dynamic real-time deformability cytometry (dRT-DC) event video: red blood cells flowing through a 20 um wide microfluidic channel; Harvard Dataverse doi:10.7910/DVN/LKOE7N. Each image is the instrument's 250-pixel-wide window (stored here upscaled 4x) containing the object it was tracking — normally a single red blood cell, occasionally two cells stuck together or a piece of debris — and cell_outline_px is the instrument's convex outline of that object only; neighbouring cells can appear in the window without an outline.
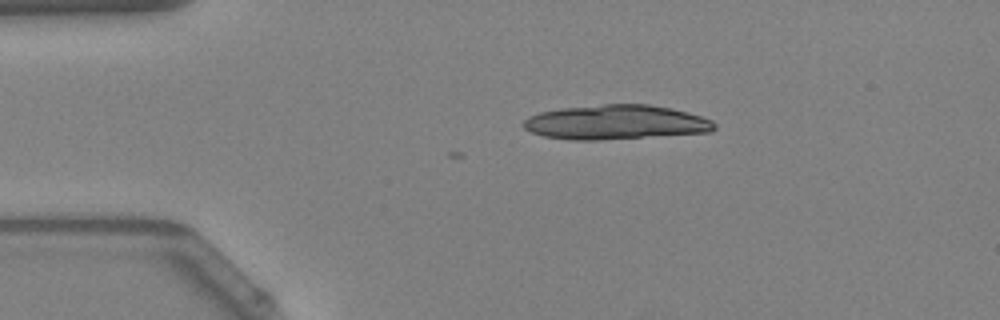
{"species": "Egyptian fruit bat (a non-hibernating species)", "species_latin": "Rousettus aegyptiacus", "temperature_condition": "warm", "stored_images_in_passage": 2, "camera_frame_rate_fps": 3000, "um_per_image_px": 0.085, "animal": {"sex": "female"}, "frame": {"image": 1, "passage_image": 2, "time_ms": 0.333, "image_size_px": [1000, 320], "cell_outline_px": [[716, 128], [712, 132], [596, 140], [572, 140], [544, 136], [532, 132], [524, 128], [524, 120], [528, 116], [540, 112], [560, 108], [604, 104], [648, 104], [688, 112], [712, 120], [716, 124]], "centroid_in_image_um": [52.34, 10.39], "position_along_channel_um": 32.7, "area_um2": 38.26}}